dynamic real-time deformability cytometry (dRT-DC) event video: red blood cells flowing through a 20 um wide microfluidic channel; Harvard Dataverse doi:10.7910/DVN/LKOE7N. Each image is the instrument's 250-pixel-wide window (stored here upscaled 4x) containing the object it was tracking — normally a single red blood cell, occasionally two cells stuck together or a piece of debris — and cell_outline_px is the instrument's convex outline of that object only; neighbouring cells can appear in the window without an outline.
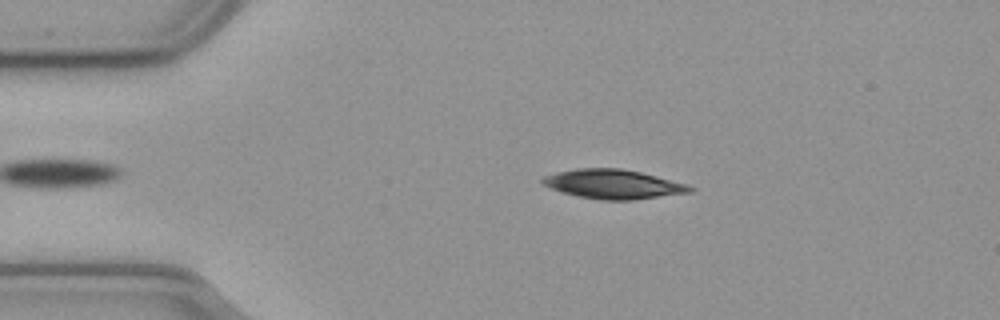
{"species": "common noctule bat (a hibernating species)", "species_latin": "Nyctalus noctula", "temperature_condition": "cold", "stored_images_in_passage": 49, "camera_frame_rate_fps": 3000, "um_per_image_px": 0.085, "animal": {"sex": "male", "body_mass_g": 23.1, "forearm_length_mm": 52.7}, "frame": {"image": 1, "passage_image": 10, "time_ms": 3.0, "image_size_px": [1000, 320], "cell_outline_px": [[696, 188], [692, 192], [632, 200], [604, 200], [580, 196], [564, 192], [552, 188], [544, 184], [540, 180], [544, 176], [556, 172], [576, 168], [620, 168], [640, 172], [688, 184]], "centroid_in_image_um": [52.16, 15.64], "position_along_channel_um": 32.8, "area_um2": 24.91}}
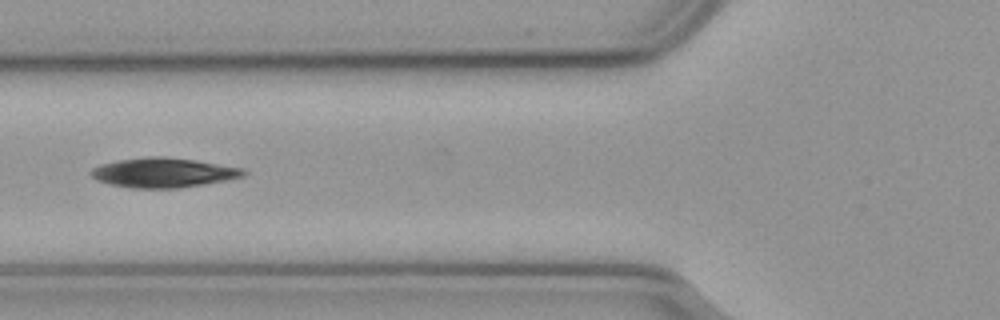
{"frame": {"image": 2, "passage_image": 20, "time_ms": 6.333, "image_size_px": [1000, 320], "cell_outline_px": [[248, 172], [244, 176], [204, 184], [176, 188], [128, 188], [96, 180], [88, 172], [92, 168], [100, 164], [120, 160], [148, 156], [164, 156], [196, 160], [244, 168]], "centroid_in_image_um": [13.88, 14.67], "position_along_channel_um": 111.9, "area_um2": 26.36}}
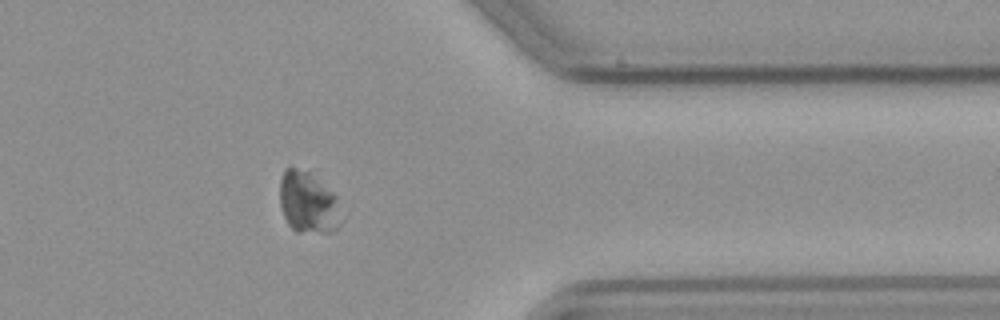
{"frame": {"image": 3, "passage_image": 44, "time_ms": 14.333, "image_size_px": [1000, 320], "cell_outline_px": [[348, 212], [344, 220], [332, 232], [296, 232], [288, 224], [284, 216], [280, 204], [280, 180], [284, 168], [296, 168], [308, 172], [332, 192], [336, 196]], "centroid_in_image_um": [26.27, 17.27], "position_along_channel_um": 385.1, "area_um2": 22.6}, "authors_computed_cell_mechanics": {"area_um2": 24.2182, "velocity_mm_per_s": 3.6122, "shape_relaxation_time_tau1_ms": 3.8808, "shape_relaxation_time_tau2_ms": null, "deformation_change_tau1": 0.216, "deformation_change_tau2": null}}